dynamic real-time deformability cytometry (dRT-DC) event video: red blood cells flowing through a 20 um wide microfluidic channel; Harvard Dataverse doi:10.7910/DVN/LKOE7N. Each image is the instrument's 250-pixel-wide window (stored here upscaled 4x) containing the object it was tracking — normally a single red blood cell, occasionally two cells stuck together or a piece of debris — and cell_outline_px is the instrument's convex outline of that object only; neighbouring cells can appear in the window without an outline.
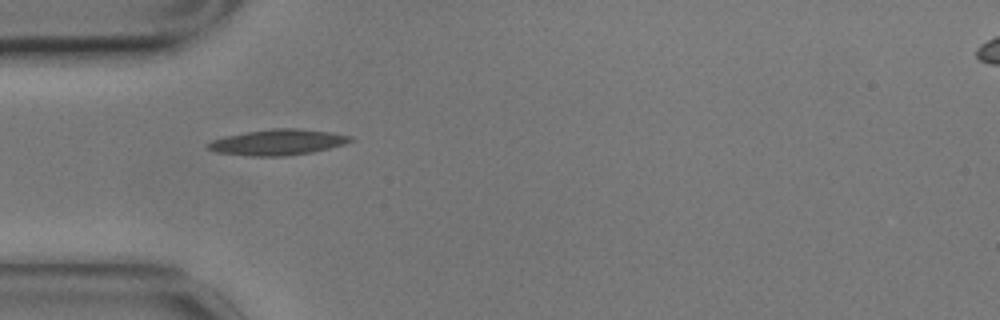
{"species": "common noctule bat (a hibernating species)", "species_latin": "Nyctalus noctula", "temperature_condition": "cold", "stored_images_in_passage": 41, "camera_frame_rate_fps": 3000, "um_per_image_px": 0.085, "animal": {"sex": "male", "body_mass_g": 17.9}, "frame": {"image": 1, "passage_image": 1, "time_ms": 0.0, "image_size_px": [1000, 320], "cell_outline_px": [[352, 140], [344, 144], [312, 152], [284, 156], [248, 156], [216, 152], [208, 148], [204, 144], [212, 140], [224, 136], [272, 128], [296, 128], [328, 132], [352, 136]], "centroid_in_image_um": [23.55, 12.09], "position_along_channel_um": 61.4, "area_um2": 21.21}}
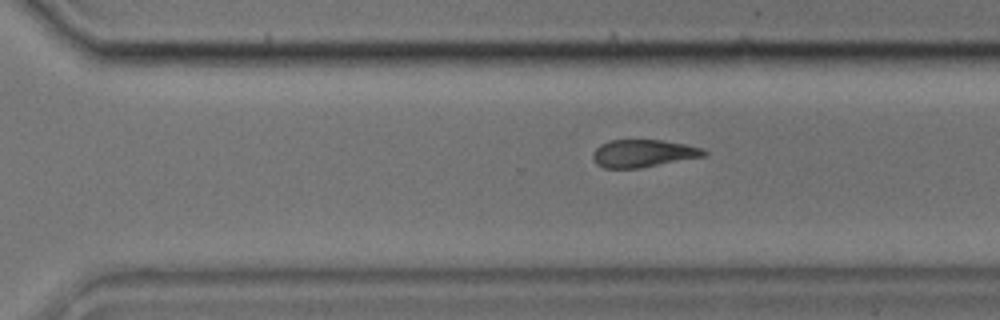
{"frame": {"image": 2, "passage_image": 23, "time_ms": 7.333, "image_size_px": [1000, 320], "cell_outline_px": [[708, 152], [704, 156], [640, 168], [604, 168], [596, 164], [592, 156], [592, 152], [600, 144], [608, 140], [660, 140], [684, 144], [704, 148]], "centroid_in_image_um": [54.64, 13.03], "position_along_channel_um": 316.0, "area_um2": 17.86}}
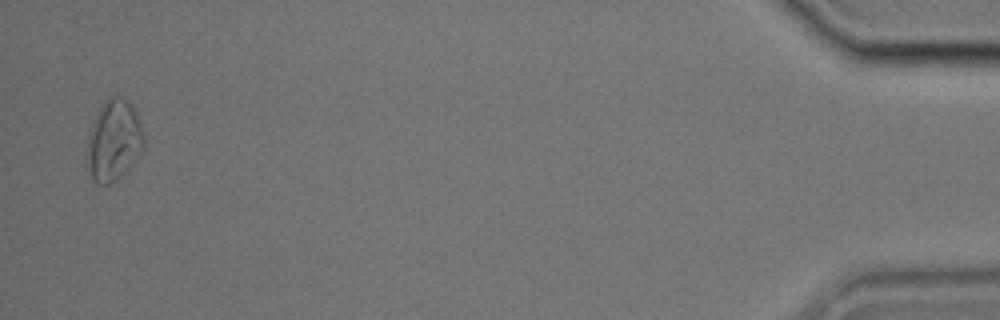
{"frame": {"image": 3, "passage_image": 40, "time_ms": 13.0, "image_size_px": [1000, 320], "cell_outline_px": [[144, 148], [132, 164], [112, 184], [96, 184], [92, 180], [84, 164], [84, 156], [88, 132], [96, 112], [104, 100], [108, 96], [120, 96], [128, 100], [132, 104], [140, 120], [144, 136]], "centroid_in_image_um": [9.61, 11.94], "position_along_channel_um": 425.6, "area_um2": 27.86}, "authors_computed_cell_mechanics": {"area_um2": 19.3052, "velocity_mm_per_s": 3.4896, "shape_relaxation_time_tau1_ms": 8.2481, "shape_relaxation_time_tau2_ms": null, "deformation_change_tau1": 0.1672, "deformation_change_tau2": null}}